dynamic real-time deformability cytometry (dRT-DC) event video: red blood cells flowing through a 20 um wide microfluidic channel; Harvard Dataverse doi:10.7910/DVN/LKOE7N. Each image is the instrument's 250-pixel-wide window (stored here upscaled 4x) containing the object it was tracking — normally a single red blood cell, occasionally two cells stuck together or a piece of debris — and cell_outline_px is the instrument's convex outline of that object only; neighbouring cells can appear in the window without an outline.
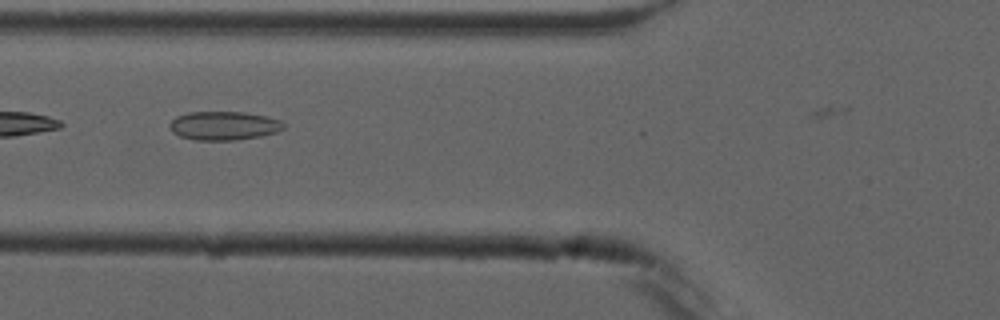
{"species": "common noctule bat (a hibernating species)", "species_latin": "Nyctalus noctula", "temperature_condition": "cold", "stored_images_in_passage": 8, "camera_frame_rate_fps": 3000, "um_per_image_px": 0.085, "animal": {"sex": "male", "forearm_length_mm": 52.5}, "frame": {"image": 1, "passage_image": 6, "time_ms": 6.0, "image_size_px": [1000, 320], "cell_outline_px": [[284, 128], [276, 132], [260, 136], [236, 140], [196, 140], [180, 136], [172, 132], [168, 124], [176, 116], [188, 112], [244, 112], [268, 116], [280, 120], [284, 124]], "centroid_in_image_um": [19.02, 10.68], "position_along_channel_um": 106.8, "area_um2": 19.13}}
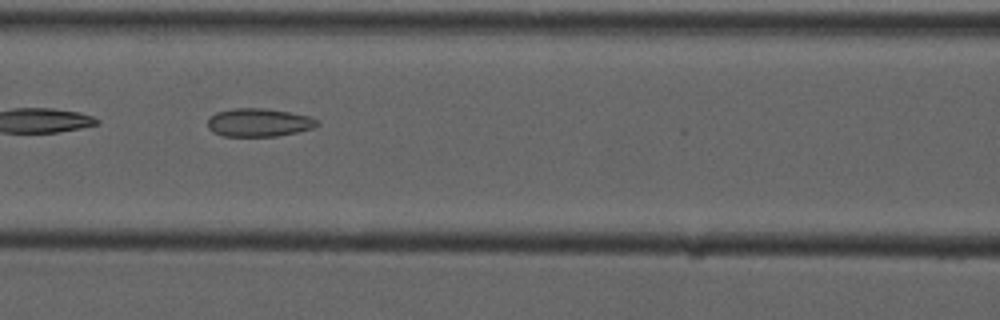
{"frame": {"image": 2, "passage_image": 7, "time_ms": 7.0, "image_size_px": [1000, 320], "cell_outline_px": [[320, 124], [312, 128], [296, 132], [276, 136], [224, 136], [212, 132], [208, 128], [208, 120], [216, 112], [236, 108], [264, 108], [288, 112], [308, 116], [320, 120]], "centroid_in_image_um": [22.01, 10.41], "position_along_channel_um": 144.6, "area_um2": 17.92}}
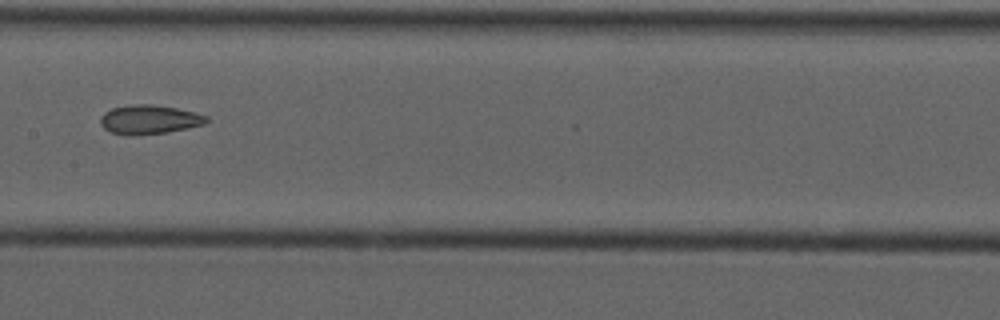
{"frame": {"image": 3, "passage_image": 8, "time_ms": 8.333, "image_size_px": [1000, 320], "cell_outline_px": [[208, 120], [204, 124], [188, 128], [168, 132], [128, 136], [108, 132], [100, 124], [100, 116], [104, 112], [112, 108], [128, 104], [148, 104], [176, 108], [196, 112], [208, 116]], "centroid_in_image_um": [12.65, 10.16], "position_along_channel_um": 194.7, "area_um2": 18.21}}